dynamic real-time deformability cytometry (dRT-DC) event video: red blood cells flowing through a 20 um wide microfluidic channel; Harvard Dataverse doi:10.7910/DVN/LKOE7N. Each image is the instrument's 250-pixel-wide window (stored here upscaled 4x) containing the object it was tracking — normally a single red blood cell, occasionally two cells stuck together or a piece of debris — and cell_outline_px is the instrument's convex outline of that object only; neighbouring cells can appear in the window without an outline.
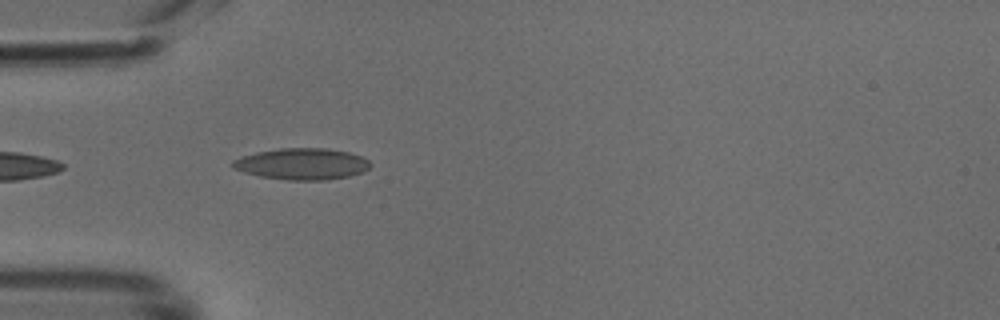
{"species": "common noctule bat (a hibernating species)", "species_latin": "Nyctalus noctula", "temperature_condition": "cold", "stored_images_in_passage": 22, "camera_frame_rate_fps": 3000, "um_per_image_px": 0.085, "animal": {"sex": "male", "body_mass_g": 18.8}, "frame": {"image": 1, "passage_image": 1, "time_ms": 0.0, "image_size_px": [1000, 320], "cell_outline_px": [[372, 164], [368, 168], [360, 172], [348, 176], [324, 180], [288, 180], [260, 176], [244, 172], [232, 168], [232, 160], [240, 156], [256, 152], [280, 148], [328, 148], [348, 152], [360, 156], [368, 160]], "centroid_in_image_um": [25.63, 13.92], "position_along_channel_um": 59.4, "area_um2": 25.14}}
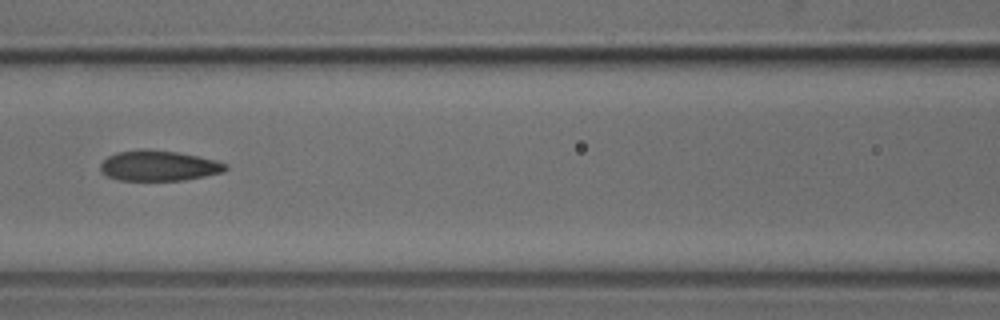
{"frame": {"image": 2, "passage_image": 8, "time_ms": 2.333, "image_size_px": [1000, 320], "cell_outline_px": [[228, 168], [224, 172], [184, 180], [116, 180], [108, 176], [100, 168], [100, 164], [108, 156], [116, 152], [140, 148], [144, 148], [176, 152], [216, 160], [228, 164]], "centroid_in_image_um": [13.49, 14.08], "position_along_channel_um": 153.1, "area_um2": 22.2}}
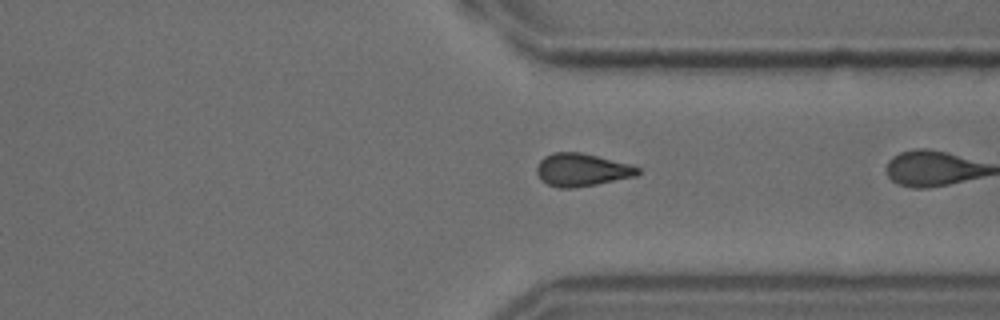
{"frame": {"image": 3, "passage_image": 21, "time_ms": 6.667, "image_size_px": [1000, 320], "cell_outline_px": [[640, 172], [636, 176], [596, 184], [572, 188], [560, 188], [548, 184], [540, 180], [536, 172], [536, 168], [540, 160], [544, 156], [552, 152], [580, 152], [628, 164], [640, 168]], "centroid_in_image_um": [49.41, 14.44], "position_along_channel_um": 362.0, "area_um2": 19.19}}